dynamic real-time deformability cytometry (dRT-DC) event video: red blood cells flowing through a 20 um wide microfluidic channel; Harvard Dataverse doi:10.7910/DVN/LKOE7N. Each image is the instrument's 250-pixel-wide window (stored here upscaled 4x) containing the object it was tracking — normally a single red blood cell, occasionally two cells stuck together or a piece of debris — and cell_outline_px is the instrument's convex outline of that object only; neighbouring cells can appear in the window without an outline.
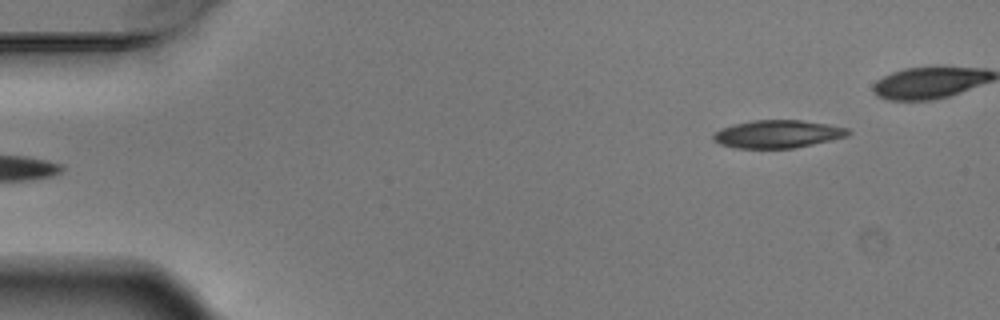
{"species": "Egyptian fruit bat (a non-hibernating species)", "species_latin": "Rousettus aegyptiacus", "temperature_condition": "warm", "stored_images_in_passage": 4, "camera_frame_rate_fps": 3000, "um_per_image_px": 0.085, "animal": {"sex": "male"}, "frame": {"image": 1, "passage_image": 4, "time_ms": 1.0, "image_size_px": [1000, 320], "cell_outline_px": [[852, 132], [848, 136], [812, 144], [792, 148], [736, 148], [720, 144], [712, 140], [712, 136], [720, 128], [732, 124], [752, 120], [800, 120], [828, 124], [848, 128]], "centroid_in_image_um": [66.08, 11.38], "position_along_channel_um": 18.9, "area_um2": 21.91}}